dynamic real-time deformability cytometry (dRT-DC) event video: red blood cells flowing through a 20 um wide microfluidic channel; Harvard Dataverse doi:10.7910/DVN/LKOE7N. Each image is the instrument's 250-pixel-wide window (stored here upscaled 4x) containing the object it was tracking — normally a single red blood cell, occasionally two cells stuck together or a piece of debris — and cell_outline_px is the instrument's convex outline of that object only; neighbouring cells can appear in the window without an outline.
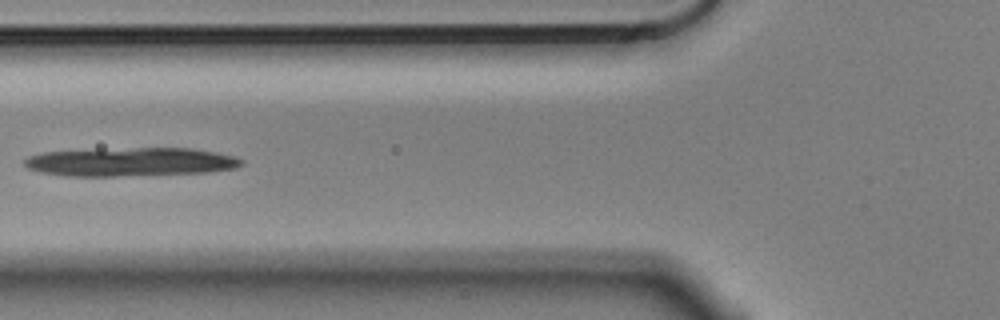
{"species": "Egyptian fruit bat (a non-hibernating species)", "species_latin": "Rousettus aegyptiacus", "temperature_condition": "cold", "stored_images_in_passage": 9, "camera_frame_rate_fps": 3000, "um_per_image_px": 0.085, "animal": {"sex": "male"}, "frame": {"image": 1, "passage_image": 5, "time_ms": 1.333, "image_size_px": [1000, 320], "cell_outline_px": [[244, 164], [236, 168], [208, 172], [116, 176], [64, 176], [40, 172], [28, 168], [24, 164], [24, 160], [28, 156], [44, 152], [136, 148], [192, 148], [232, 156], [244, 160]], "centroid_in_image_um": [11.1, 13.77], "position_along_channel_um": 114.7, "area_um2": 35.89}}
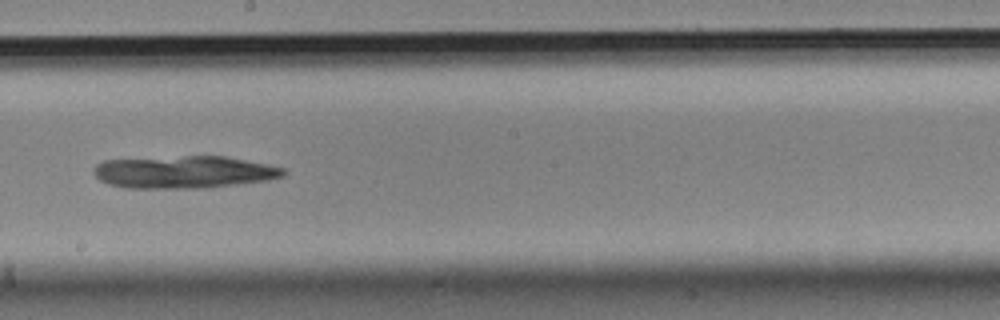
{"frame": {"image": 2, "passage_image": 8, "time_ms": 2.333, "image_size_px": [1000, 320], "cell_outline_px": [[288, 172], [284, 176], [268, 180], [204, 188], [124, 188], [108, 184], [100, 180], [92, 172], [96, 164], [104, 160], [184, 156], [224, 156], [284, 168]], "centroid_in_image_um": [15.61, 14.63], "position_along_channel_um": 232.6, "area_um2": 35.78}}
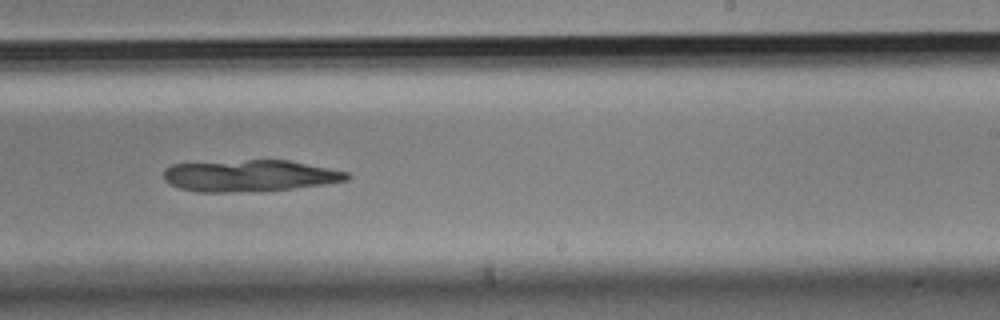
{"frame": {"image": 3, "passage_image": 9, "time_ms": 2.667, "image_size_px": [1000, 320], "cell_outline_px": [[352, 176], [348, 180], [324, 184], [292, 188], [228, 192], [200, 192], [180, 188], [164, 180], [164, 168], [168, 164], [248, 160], [288, 160], [348, 172]], "centroid_in_image_um": [21.2, 14.92], "position_along_channel_um": 267.8, "area_um2": 33.47}}